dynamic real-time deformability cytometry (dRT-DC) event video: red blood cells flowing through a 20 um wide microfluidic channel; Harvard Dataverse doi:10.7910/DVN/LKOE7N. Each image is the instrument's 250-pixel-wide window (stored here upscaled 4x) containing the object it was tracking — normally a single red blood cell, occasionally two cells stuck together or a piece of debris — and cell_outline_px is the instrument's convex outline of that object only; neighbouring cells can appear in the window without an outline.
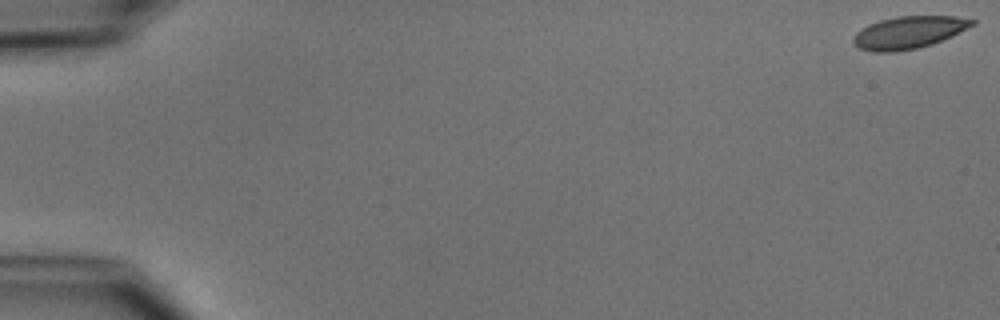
{"species": "common noctule bat (a hibernating species)", "species_latin": "Nyctalus noctula", "temperature_condition": "cold", "stored_images_in_passage": 52, "camera_frame_rate_fps": 3000, "um_per_image_px": 0.085, "animal": {"sex": "male", "body_mass_g": 15.6}, "frame": {"image": 1, "passage_image": 1, "time_ms": 0.0, "image_size_px": [1000, 320], "cell_outline_px": [[976, 24], [952, 36], [932, 44], [916, 48], [896, 52], [872, 52], [860, 48], [852, 40], [852, 36], [856, 32], [868, 24], [880, 20], [896, 16], [956, 16], [976, 20]], "centroid_in_image_um": [77.24, 2.75], "position_along_channel_um": 7.8, "area_um2": 22.48}}
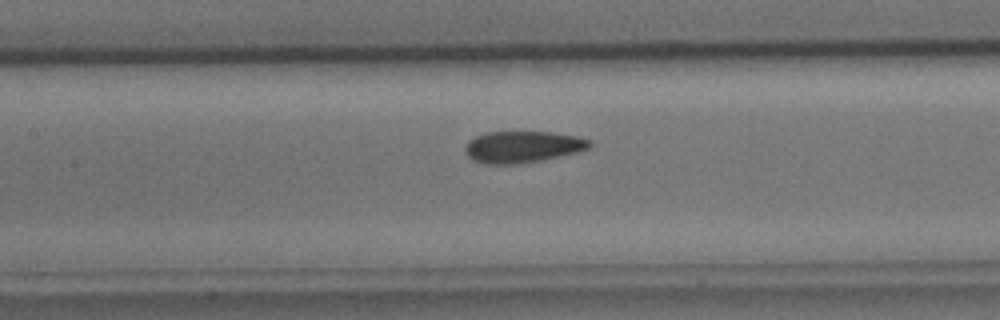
{"frame": {"image": 2, "passage_image": 25, "time_ms": 8.0, "image_size_px": [1000, 320], "cell_outline_px": [[592, 144], [588, 148], [580, 152], [544, 160], [516, 164], [484, 164], [472, 160], [468, 156], [464, 148], [468, 140], [484, 132], [552, 132], [576, 136], [592, 140]], "centroid_in_image_um": [44.43, 12.49], "position_along_channel_um": 163.0, "area_um2": 23.24}}
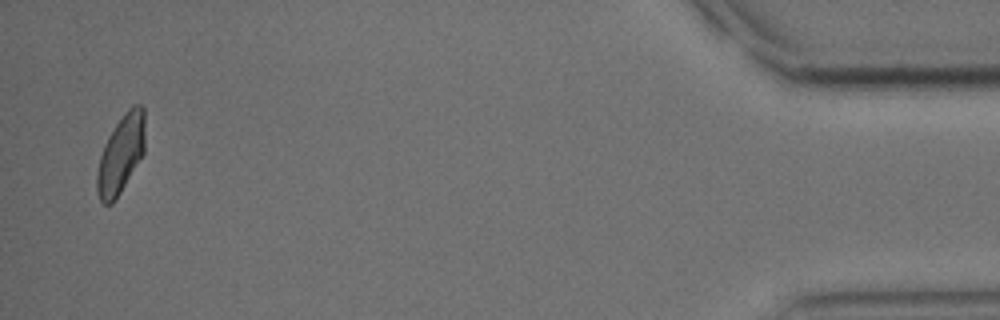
{"frame": {"image": 3, "passage_image": 51, "time_ms": 16.667, "image_size_px": [1000, 320], "cell_outline_px": [[144, 152], [120, 192], [112, 204], [104, 204], [100, 200], [96, 188], [96, 172], [100, 156], [104, 144], [108, 136], [124, 112], [132, 104], [140, 104], [144, 108]], "centroid_in_image_um": [10.26, 13.08], "position_along_channel_um": 424.9, "area_um2": 21.73}, "authors_computed_cell_mechanics": {"area_um2": 22.8888, "velocity_mm_per_s": 3.9139, "shape_relaxation_time_tau1_ms": 4.6941, "shape_relaxation_time_tau2_ms": 2.1432, "deformation_change_tau1": 0.1253, "deformation_change_tau2": 0.0488}}